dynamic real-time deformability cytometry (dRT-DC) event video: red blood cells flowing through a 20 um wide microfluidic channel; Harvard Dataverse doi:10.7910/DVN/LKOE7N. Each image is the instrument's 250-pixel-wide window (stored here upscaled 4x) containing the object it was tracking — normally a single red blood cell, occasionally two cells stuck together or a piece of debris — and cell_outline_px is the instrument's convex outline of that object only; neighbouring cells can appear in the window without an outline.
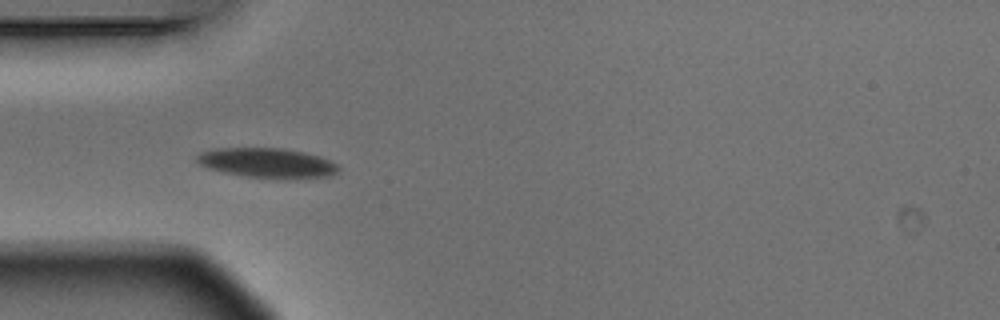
{"species": "Egyptian fruit bat (a non-hibernating species)", "species_latin": "Rousettus aegyptiacus", "temperature_condition": "warm", "stored_images_in_passage": 10, "camera_frame_rate_fps": 3000, "um_per_image_px": 0.085, "animal": {"sex": "male"}, "frame": {"image": 1, "passage_image": 5, "time_ms": 1.333, "image_size_px": [1000, 320], "cell_outline_px": [[340, 168], [336, 172], [328, 176], [284, 180], [248, 176], [224, 172], [208, 168], [200, 164], [196, 160], [196, 156], [200, 152], [212, 148], [284, 148], [316, 156], [328, 160], [336, 164]], "centroid_in_image_um": [22.67, 13.86], "position_along_channel_um": 62.3, "area_um2": 24.51}}
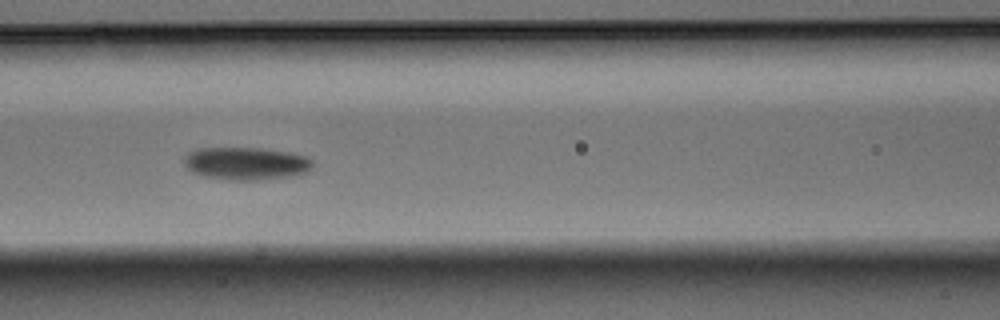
{"frame": {"image": 2, "passage_image": 7, "time_ms": 2.0, "image_size_px": [1000, 320], "cell_outline_px": [[316, 164], [308, 172], [296, 176], [256, 180], [228, 180], [200, 176], [192, 172], [184, 164], [184, 156], [188, 152], [196, 148], [260, 148], [292, 152], [308, 156]], "centroid_in_image_um": [20.96, 13.9], "position_along_channel_um": 145.6, "area_um2": 25.14}}
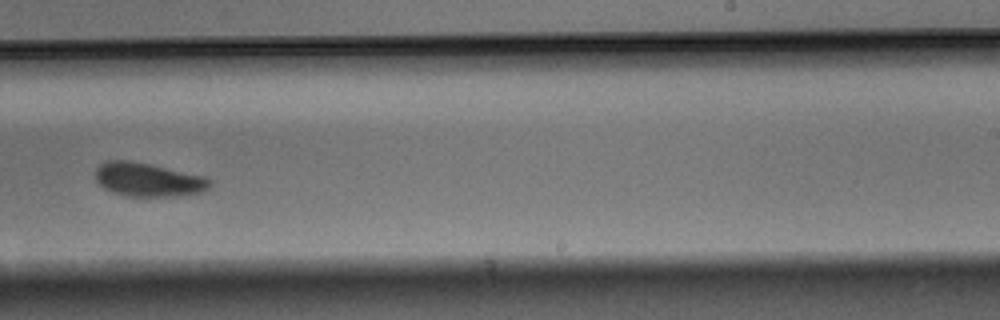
{"frame": {"image": 3, "passage_image": 10, "time_ms": 3.0, "image_size_px": [1000, 320], "cell_outline_px": [[212, 184], [208, 188], [200, 192], [180, 196], [124, 196], [112, 192], [104, 188], [96, 180], [96, 168], [100, 164], [108, 160], [128, 160], [148, 164], [204, 176], [212, 180]], "centroid_in_image_um": [12.58, 15.28], "position_along_channel_um": 276.4, "area_um2": 22.37}}